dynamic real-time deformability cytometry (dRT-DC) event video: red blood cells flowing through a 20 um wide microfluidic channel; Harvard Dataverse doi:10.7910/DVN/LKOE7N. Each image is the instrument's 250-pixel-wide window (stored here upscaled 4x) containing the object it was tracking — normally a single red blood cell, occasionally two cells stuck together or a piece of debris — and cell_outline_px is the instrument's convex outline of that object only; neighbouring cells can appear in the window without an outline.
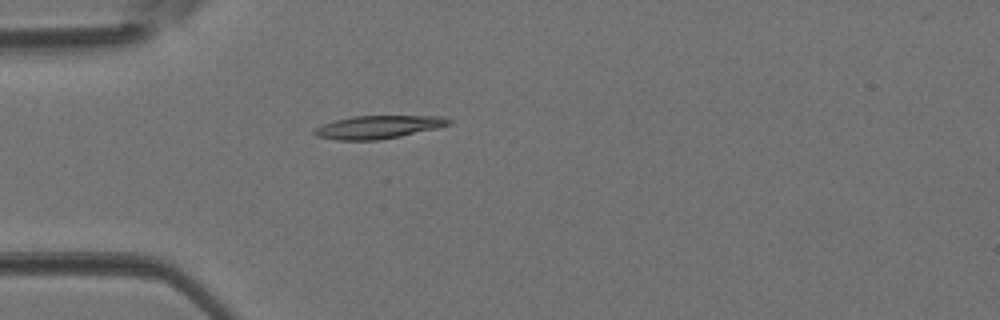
{"species": "Egyptian fruit bat (a non-hibernating species)", "species_latin": "Rousettus aegyptiacus", "temperature_condition": "room temperature", "stored_images_in_passage": 3, "camera_frame_rate_fps": 3000, "um_per_image_px": 0.085, "animal": {"sex": "female"}, "frame": {"image": 1, "passage_image": 3, "time_ms": 0.667, "image_size_px": [1000, 320], "cell_outline_px": [[452, 124], [436, 128], [400, 136], [380, 140], [336, 140], [316, 136], [312, 132], [316, 128], [324, 124], [336, 120], [352, 116], [444, 116], [452, 120]], "centroid_in_image_um": [32.17, 10.8], "position_along_channel_um": 52.8, "area_um2": 17.98}}